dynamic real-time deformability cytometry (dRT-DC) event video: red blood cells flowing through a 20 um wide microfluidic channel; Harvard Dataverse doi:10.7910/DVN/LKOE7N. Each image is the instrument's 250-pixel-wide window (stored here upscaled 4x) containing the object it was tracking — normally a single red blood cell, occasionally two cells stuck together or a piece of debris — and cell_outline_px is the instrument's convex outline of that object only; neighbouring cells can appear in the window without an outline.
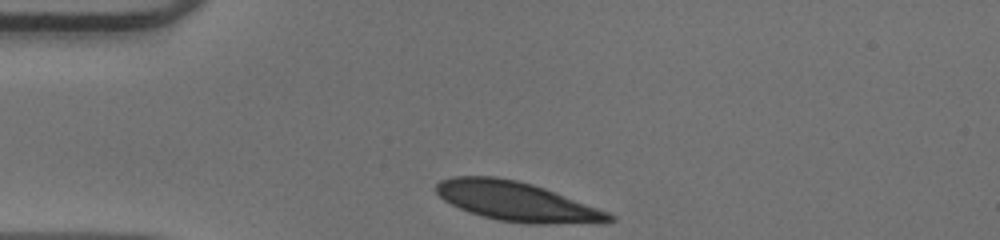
{"species": "human", "species_latin": "Homo sapiens", "temperature_condition": "warm", "stored_images_in_passage": 31, "camera_frame_rate_fps": 3000, "um_per_image_px": 0.085, "donor": {"sex": "male"}, "frame": {"image": 1, "passage_image": 1, "time_ms": 0.0, "image_size_px": [1000, 240], "cell_outline_px": [[616, 220], [600, 224], [524, 224], [496, 220], [480, 216], [468, 212], [444, 200], [436, 192], [436, 184], [440, 180], [452, 176], [496, 176], [516, 180], [532, 184], [544, 188], [608, 212], [616, 216]], "centroid_in_image_um": [43.95, 17.15], "position_along_channel_um": 41.0, "area_um2": 40.0}}
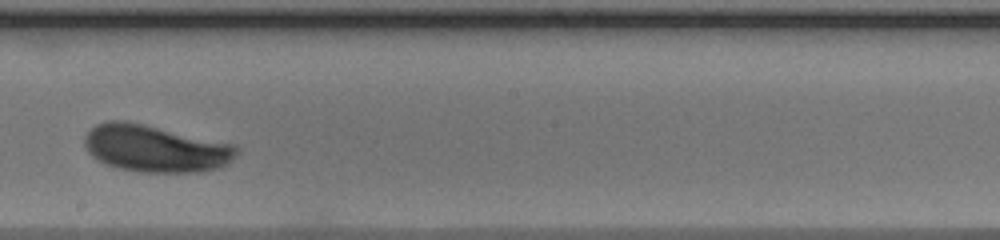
{"frame": {"image": 2, "passage_image": 18, "time_ms": 5.667, "image_size_px": [1000, 240], "cell_outline_px": [[240, 152], [228, 164], [220, 168], [200, 172], [140, 172], [120, 168], [108, 164], [92, 156], [88, 152], [84, 144], [84, 136], [96, 124], [108, 120], [128, 120], [236, 144], [240, 148]], "centroid_in_image_um": [13.27, 12.61], "position_along_channel_um": 234.9, "area_um2": 42.19}}
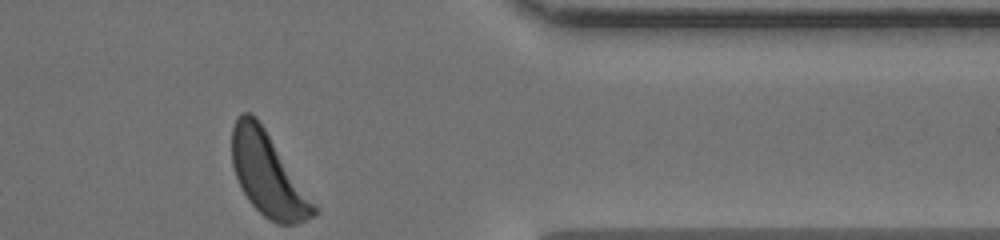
{"frame": {"image": 3, "passage_image": 31, "time_ms": 10.0, "image_size_px": [1000, 240], "cell_outline_px": [[320, 212], [316, 216], [296, 224], [276, 224], [264, 216], [248, 200], [240, 188], [232, 164], [232, 128], [240, 112], [252, 112], [256, 116], [320, 208]], "centroid_in_image_um": [22.81, 14.85], "position_along_channel_um": 388.6, "area_um2": 40.0}, "authors_computed_cell_mechanics": {"area_um2": 40.749, "velocity_mm_per_s": 3.9373, "shape_relaxation_time_tau1_ms": 3.7553, "shape_relaxation_time_tau2_ms": null, "deformation_change_tau1": 0.1496, "deformation_change_tau2": null}}